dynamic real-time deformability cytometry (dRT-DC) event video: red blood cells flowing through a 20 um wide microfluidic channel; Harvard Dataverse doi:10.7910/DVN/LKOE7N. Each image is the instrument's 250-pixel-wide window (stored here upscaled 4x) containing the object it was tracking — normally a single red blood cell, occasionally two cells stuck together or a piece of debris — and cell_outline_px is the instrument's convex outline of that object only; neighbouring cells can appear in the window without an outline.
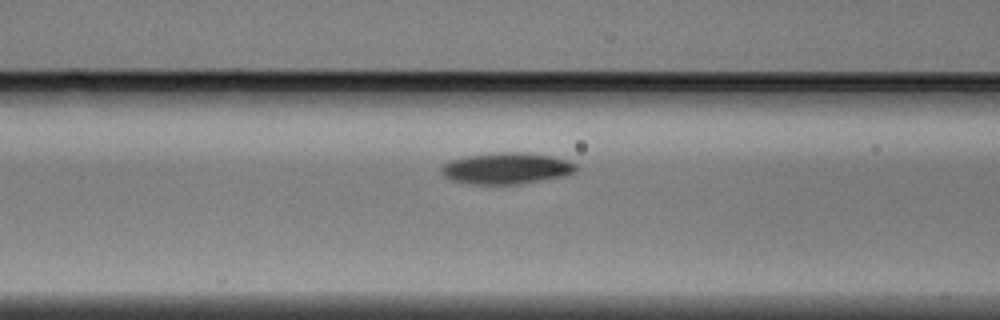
{"species": "Egyptian fruit bat (a non-hibernating species)", "species_latin": "Rousettus aegyptiacus", "temperature_condition": "warm", "stored_images_in_passage": 5, "camera_frame_rate_fps": 3000, "um_per_image_px": 0.085, "animal": {"sex": "male"}, "frame": {"image": 1, "passage_image": 5, "time_ms": 1.333, "image_size_px": [1000, 320], "cell_outline_px": [[576, 172], [564, 176], [520, 184], [472, 184], [452, 180], [444, 176], [440, 172], [440, 168], [444, 164], [452, 160], [468, 156], [496, 152], [524, 152], [552, 156], [568, 160], [576, 164]], "centroid_in_image_um": [43.07, 14.31], "position_along_channel_um": 123.5, "area_um2": 24.62}}